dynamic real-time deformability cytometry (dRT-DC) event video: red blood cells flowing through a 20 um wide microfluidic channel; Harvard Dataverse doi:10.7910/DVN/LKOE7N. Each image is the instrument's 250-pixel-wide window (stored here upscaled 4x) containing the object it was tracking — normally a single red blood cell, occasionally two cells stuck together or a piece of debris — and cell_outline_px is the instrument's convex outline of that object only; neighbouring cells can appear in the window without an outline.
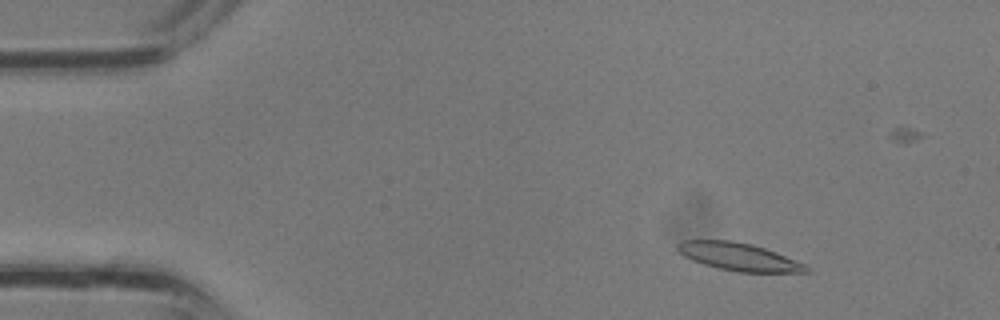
{"species": "common noctule bat (a hibernating species)", "species_latin": "Nyctalus noctula", "temperature_condition": "room temperature", "stored_images_in_passage": 36, "camera_frame_rate_fps": 3000, "um_per_image_px": 0.085, "animal": {"sex": "male", "body_mass_g": 13.3}, "frame": {"image": 1, "passage_image": 5, "time_ms": 1.333, "image_size_px": [1000, 320], "cell_outline_px": [[812, 272], [736, 272], [716, 268], [692, 260], [684, 256], [676, 248], [676, 244], [680, 240], [728, 240], [752, 244], [776, 252], [804, 264]], "centroid_in_image_um": [62.75, 21.82], "position_along_channel_um": 22.2, "area_um2": 20.75}}
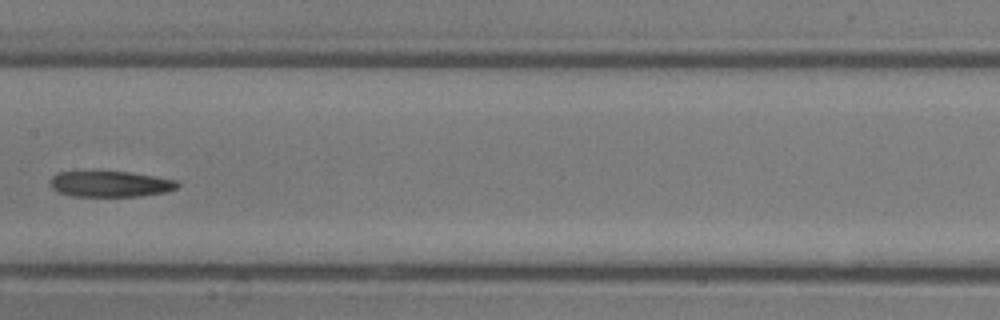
{"frame": {"image": 2, "passage_image": 18, "time_ms": 5.667, "image_size_px": [1000, 320], "cell_outline_px": [[180, 184], [176, 188], [164, 192], [136, 196], [72, 196], [60, 192], [52, 188], [52, 176], [56, 172], [96, 168], [100, 168], [128, 172], [176, 180]], "centroid_in_image_um": [9.3, 15.58], "position_along_channel_um": 198.1, "area_um2": 19.83}}
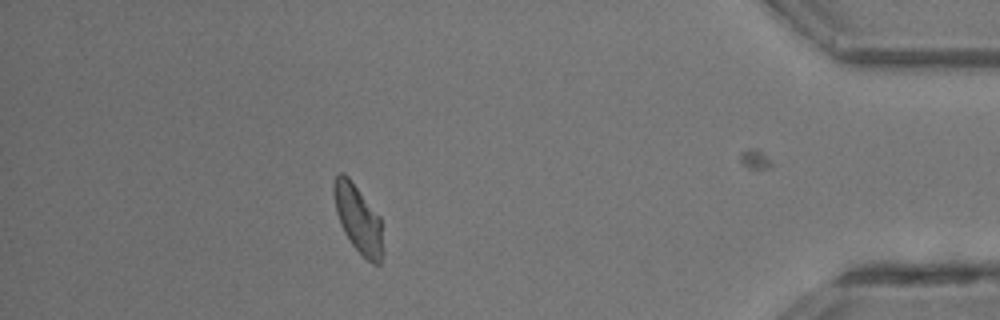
{"frame": {"image": 3, "passage_image": 31, "time_ms": 10.0, "image_size_px": [1000, 320], "cell_outline_px": [[380, 264], [372, 264], [352, 244], [344, 232], [340, 224], [336, 212], [332, 192], [332, 184], [336, 176], [340, 172], [344, 172], [348, 176], [380, 216]], "centroid_in_image_um": [30.37, 18.51], "position_along_channel_um": 404.8, "area_um2": 18.9}}